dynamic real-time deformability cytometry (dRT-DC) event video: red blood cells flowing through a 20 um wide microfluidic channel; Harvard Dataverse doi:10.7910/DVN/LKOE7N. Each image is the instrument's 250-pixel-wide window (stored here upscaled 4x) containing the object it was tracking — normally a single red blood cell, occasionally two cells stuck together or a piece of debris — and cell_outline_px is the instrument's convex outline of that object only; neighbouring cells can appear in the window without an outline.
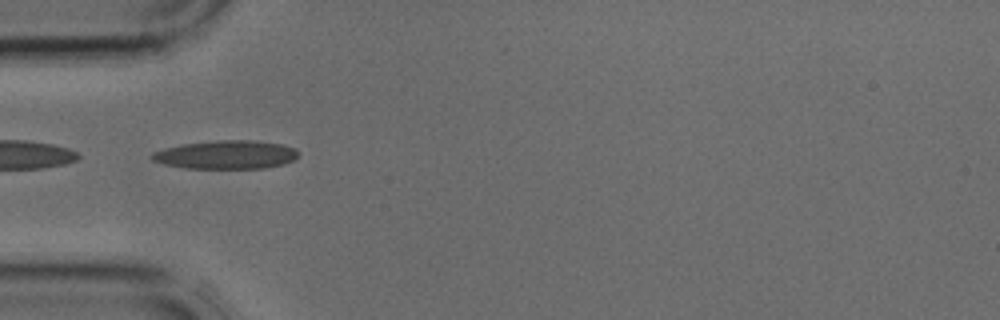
{"species": "common noctule bat (a hibernating species)", "species_latin": "Nyctalus noctula", "temperature_condition": "cold", "stored_images_in_passage": 3, "camera_frame_rate_fps": 3000, "um_per_image_px": 0.085, "animal": {"sex": "male", "body_mass_g": 17.9, "forearm_length_mm": 54.2}, "frame": {"image": 1, "passage_image": 2, "time_ms": 0.333, "image_size_px": [1000, 320], "cell_outline_px": [[300, 156], [284, 164], [264, 168], [188, 168], [164, 164], [152, 160], [148, 156], [152, 152], [164, 148], [184, 144], [216, 140], [256, 140], [280, 144], [296, 148], [300, 152]], "centroid_in_image_um": [19.24, 13.14], "position_along_channel_um": 65.8, "area_um2": 24.45}}